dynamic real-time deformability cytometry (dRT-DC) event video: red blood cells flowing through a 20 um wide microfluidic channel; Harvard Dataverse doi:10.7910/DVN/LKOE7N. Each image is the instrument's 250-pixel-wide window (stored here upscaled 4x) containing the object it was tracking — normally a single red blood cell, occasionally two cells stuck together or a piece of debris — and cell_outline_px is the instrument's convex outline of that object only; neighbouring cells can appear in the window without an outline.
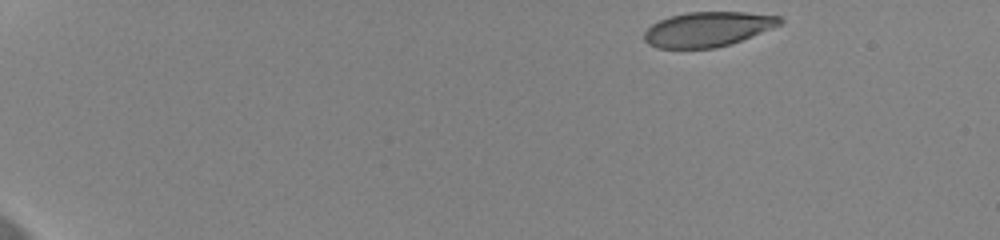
{"species": "human", "species_latin": "Homo sapiens", "temperature_condition": "cold", "stored_images_in_passage": 45, "camera_frame_rate_fps": 3000, "um_per_image_px": 0.085, "donor": {"sex": "female"}, "frame": {"image": 1, "passage_image": 1, "time_ms": 0.0, "image_size_px": [1000, 240], "cell_outline_px": [[784, 24], [732, 44], [716, 48], [656, 48], [648, 44], [644, 40], [644, 32], [652, 24], [668, 16], [688, 12], [744, 12], [780, 16], [784, 20]], "centroid_in_image_um": [60.19, 2.48], "position_along_channel_um": 24.8, "area_um2": 27.8}}
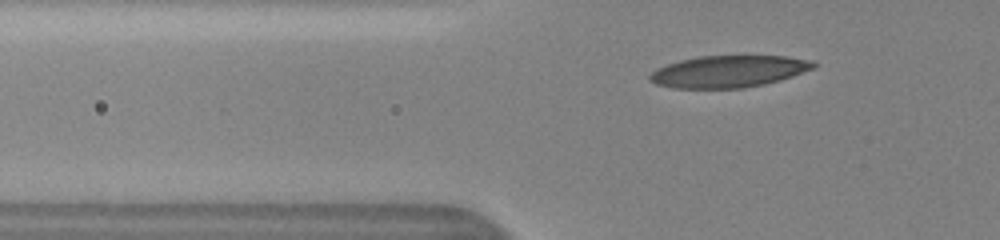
{"frame": {"image": 2, "passage_image": 14, "time_ms": 4.333, "image_size_px": [1000, 240], "cell_outline_px": [[816, 68], [780, 80], [764, 84], [744, 88], [672, 88], [656, 84], [648, 80], [648, 76], [656, 68], [680, 60], [700, 56], [784, 56], [812, 60], [816, 64]], "centroid_in_image_um": [61.93, 6.07], "position_along_channel_um": 63.9, "area_um2": 30.46}}
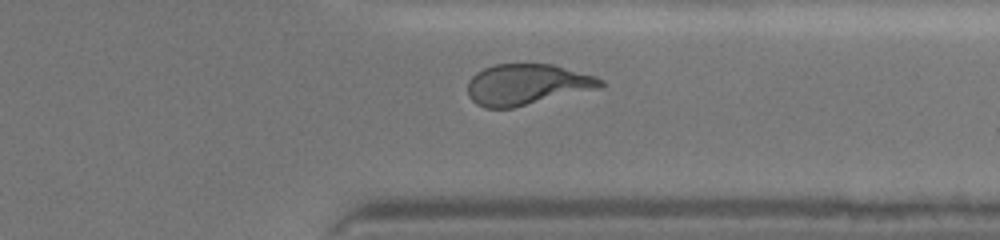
{"frame": {"image": 3, "passage_image": 40, "time_ms": 13.0, "image_size_px": [1000, 240], "cell_outline_px": [[604, 84], [600, 88], [512, 108], [484, 108], [476, 104], [468, 96], [468, 80], [476, 72], [484, 68], [496, 64], [552, 64], [596, 76], [604, 80]], "centroid_in_image_um": [44.78, 7.18], "position_along_channel_um": 366.6, "area_um2": 31.73}, "authors_computed_cell_mechanics": {"area_um2": 31.3854, "velocity_mm_per_s": 3.6444, "shape_relaxation_time_tau1_ms": 4.3219, "shape_relaxation_time_tau2_ms": 1.0542, "deformation_change_tau1": 0.189, "deformation_change_tau2": 0.0966}}